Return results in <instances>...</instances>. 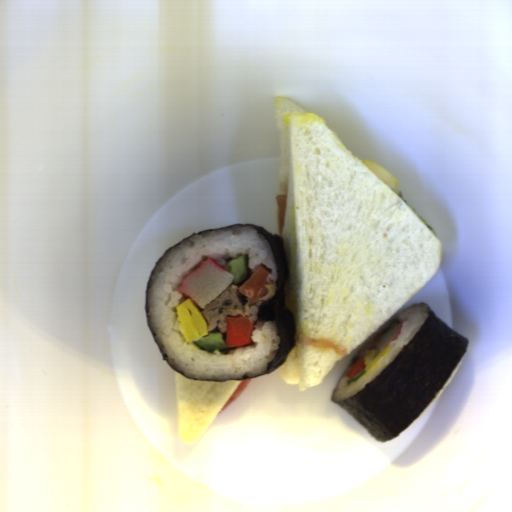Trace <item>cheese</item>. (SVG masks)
I'll return each instance as SVG.
<instances>
[{"label":"cheese","mask_w":512,"mask_h":512,"mask_svg":"<svg viewBox=\"0 0 512 512\" xmlns=\"http://www.w3.org/2000/svg\"><path fill=\"white\" fill-rule=\"evenodd\" d=\"M359 161L399 197L401 189V182L399 180L375 161L368 159Z\"/></svg>","instance_id":"1"}]
</instances>
